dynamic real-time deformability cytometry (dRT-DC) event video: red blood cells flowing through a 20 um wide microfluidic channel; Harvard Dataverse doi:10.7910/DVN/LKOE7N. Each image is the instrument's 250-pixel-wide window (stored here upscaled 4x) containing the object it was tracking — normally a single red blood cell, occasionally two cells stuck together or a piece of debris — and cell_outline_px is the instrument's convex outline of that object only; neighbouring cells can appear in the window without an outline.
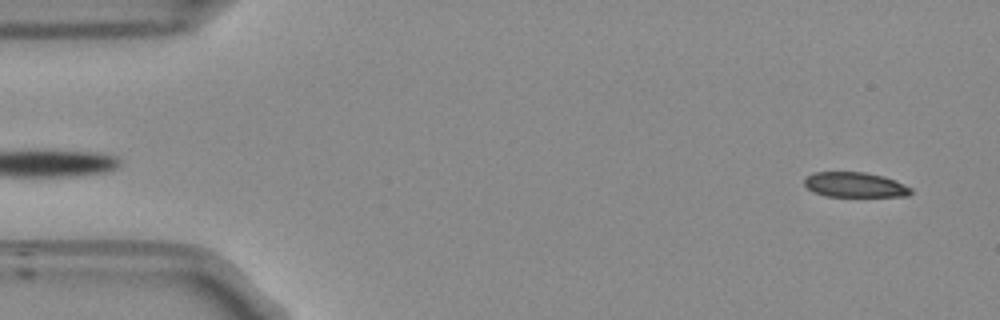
{"species": "Egyptian fruit bat (a non-hibernating species)", "species_latin": "Rousettus aegyptiacus", "temperature_condition": "room temperature", "stored_images_in_passage": 52, "camera_frame_rate_fps": 3000, "um_per_image_px": 0.085, "frame": {"image": 1, "passage_image": 2, "time_ms": 0.333, "image_size_px": [1000, 320], "cell_outline_px": [[912, 192], [908, 196], [824, 196], [812, 192], [804, 184], [804, 180], [812, 172], [864, 172], [884, 176], [896, 180], [912, 188]], "centroid_in_image_um": [72.67, 15.7], "position_along_channel_um": 12.3, "area_um2": 15.61}}
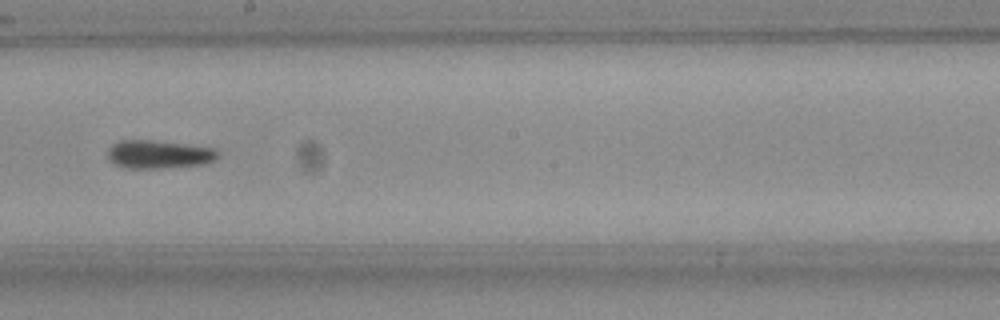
{"frame": {"image": 2, "passage_image": 28, "time_ms": 9.0, "image_size_px": [1000, 320], "cell_outline_px": [[220, 152], [216, 160], [208, 164], [160, 168], [128, 168], [116, 164], [108, 160], [108, 148], [112, 144], [120, 140], [148, 140], [216, 148]], "centroid_in_image_um": [13.53, 13.12], "position_along_channel_um": 234.7, "area_um2": 18.21}}
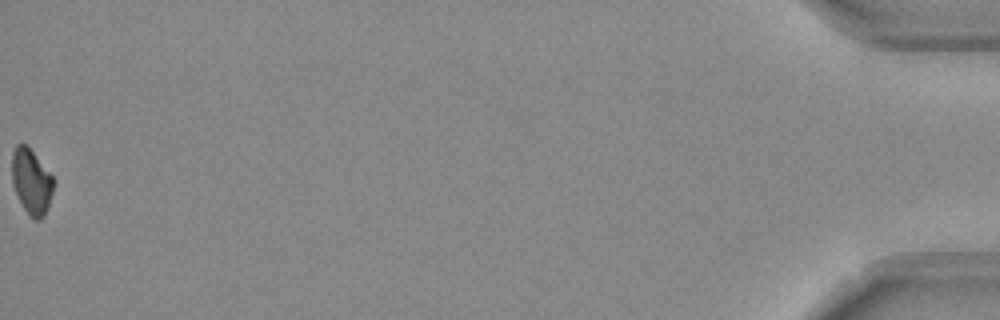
{"frame": {"image": 3, "passage_image": 52, "time_ms": 17.0, "image_size_px": [1000, 320], "cell_outline_px": [[52, 192], [48, 208], [44, 216], [40, 220], [36, 220], [24, 208], [12, 184], [12, 152], [16, 144], [28, 144], [52, 176]], "centroid_in_image_um": [2.65, 15.39], "position_along_channel_um": 432.5, "area_um2": 15.61}}